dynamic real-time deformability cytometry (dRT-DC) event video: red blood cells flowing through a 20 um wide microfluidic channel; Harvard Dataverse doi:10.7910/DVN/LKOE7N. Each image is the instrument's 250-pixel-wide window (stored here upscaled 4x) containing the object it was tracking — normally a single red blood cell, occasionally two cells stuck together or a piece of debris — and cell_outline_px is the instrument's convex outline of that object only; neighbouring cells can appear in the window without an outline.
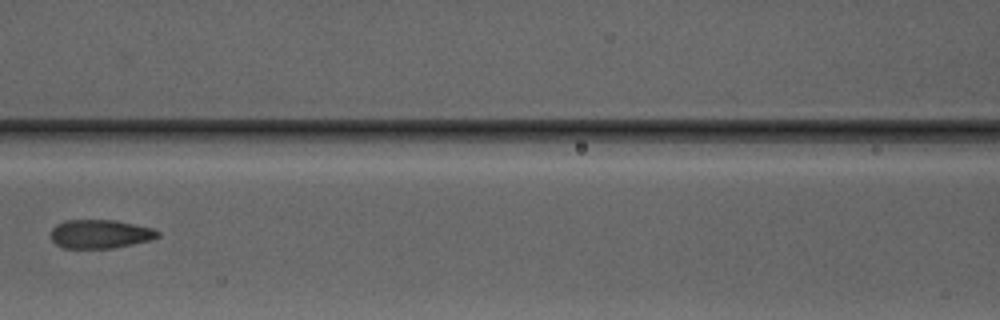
{"species": "Egyptian fruit bat (a non-hibernating species)", "species_latin": "Rousettus aegyptiacus", "temperature_condition": "warm", "stored_images_in_passage": 6, "camera_frame_rate_fps": 3000, "um_per_image_px": 0.085, "animal": {"sex": "male"}, "frame": {"image": 1, "passage_image": 6, "time_ms": 6.667, "image_size_px": [1000, 320], "cell_outline_px": [[160, 236], [148, 240], [112, 248], [64, 248], [56, 244], [52, 240], [52, 228], [56, 224], [64, 220], [116, 220], [152, 228], [160, 232]], "centroid_in_image_um": [8.49, 19.88], "position_along_channel_um": 158.1, "area_um2": 17.74}}